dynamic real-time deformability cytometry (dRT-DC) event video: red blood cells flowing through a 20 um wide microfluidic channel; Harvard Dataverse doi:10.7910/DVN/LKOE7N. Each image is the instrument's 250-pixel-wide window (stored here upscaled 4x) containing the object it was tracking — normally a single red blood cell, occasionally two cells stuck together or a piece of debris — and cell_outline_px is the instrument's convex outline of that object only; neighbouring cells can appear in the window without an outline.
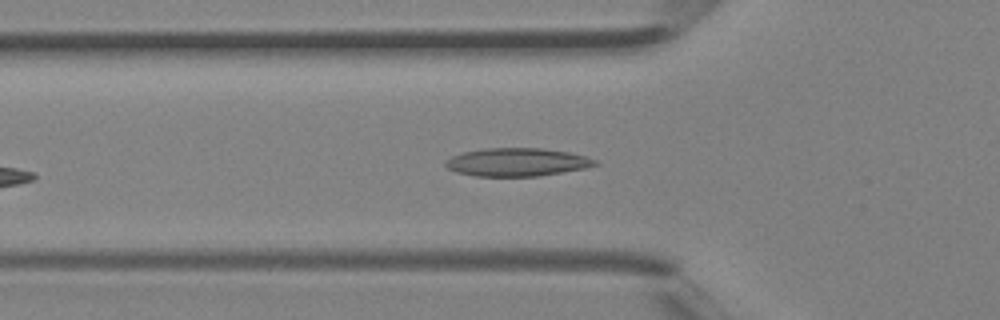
{"species": "Egyptian fruit bat (a non-hibernating species)", "species_latin": "Rousettus aegyptiacus", "temperature_condition": "room temperature", "stored_images_in_passage": 29, "camera_frame_rate_fps": 3000, "um_per_image_px": 0.085, "animal": {"sex": "female"}, "frame": {"image": 1, "passage_image": 6, "time_ms": 1.667, "image_size_px": [1000, 320], "cell_outline_px": [[600, 164], [584, 168], [564, 172], [540, 176], [476, 176], [456, 172], [448, 168], [444, 164], [444, 160], [452, 156], [464, 152], [484, 148], [540, 148], [568, 152], [584, 156], [596, 160]], "centroid_in_image_um": [43.93, 13.78], "position_along_channel_um": 81.9, "area_um2": 24.51}}
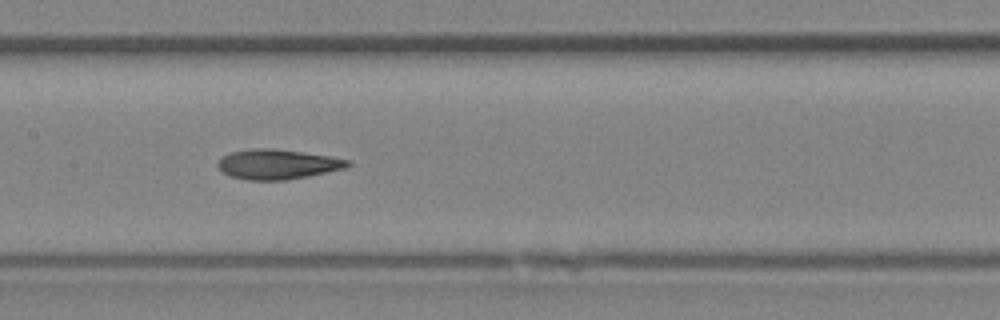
{"frame": {"image": 2, "passage_image": 12, "time_ms": 3.667, "image_size_px": [1000, 320], "cell_outline_px": [[352, 164], [344, 168], [308, 176], [288, 180], [244, 180], [228, 176], [216, 164], [224, 156], [232, 152], [252, 148], [272, 148], [328, 156], [352, 160]], "centroid_in_image_um": [23.59, 13.97], "position_along_channel_um": 183.8, "area_um2": 22.48}}
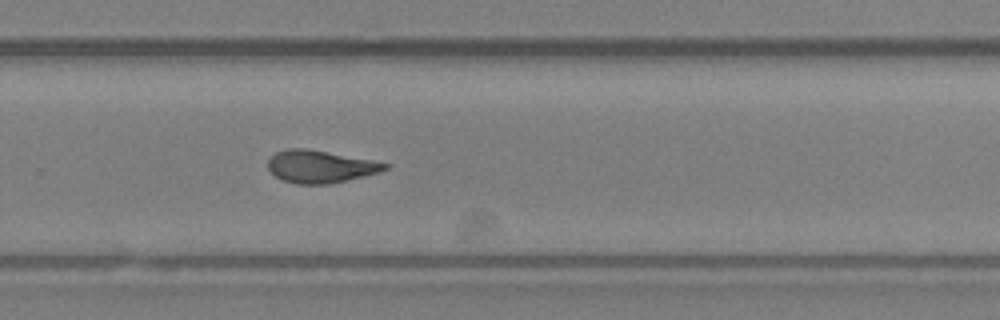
{"frame": {"image": 3, "passage_image": 19, "time_ms": 6.0, "image_size_px": [1000, 320], "cell_outline_px": [[392, 164], [388, 168], [380, 172], [364, 176], [328, 184], [296, 184], [284, 180], [276, 176], [268, 168], [268, 160], [276, 152], [288, 148], [304, 148], [372, 160]], "centroid_in_image_um": [27.24, 14.16], "position_along_channel_um": 302.6, "area_um2": 21.91}}